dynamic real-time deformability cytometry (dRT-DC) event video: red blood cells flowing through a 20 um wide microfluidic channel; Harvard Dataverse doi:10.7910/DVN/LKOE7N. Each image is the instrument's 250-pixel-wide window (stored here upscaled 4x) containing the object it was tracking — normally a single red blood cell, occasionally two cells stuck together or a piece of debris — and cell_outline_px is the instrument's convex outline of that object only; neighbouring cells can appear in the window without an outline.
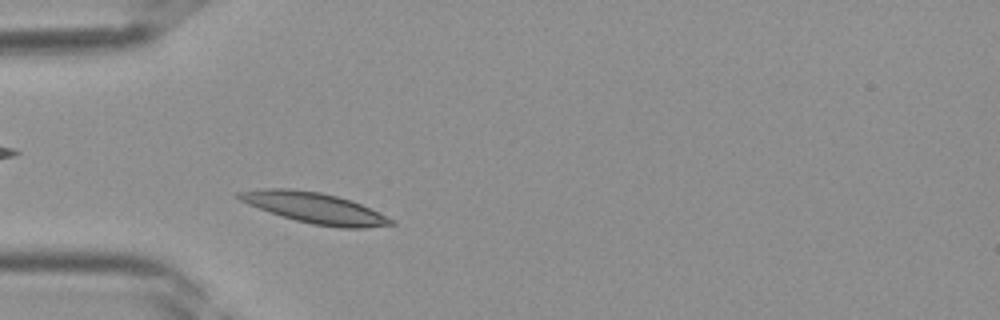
{"species": "Egyptian fruit bat (a non-hibernating species)", "species_latin": "Rousettus aegyptiacus", "temperature_condition": "room temperature", "stored_images_in_passage": 28, "camera_frame_rate_fps": 3000, "um_per_image_px": 0.085, "frame": {"image": 1, "passage_image": 4, "time_ms": 1.0, "image_size_px": [1000, 320], "cell_outline_px": [[396, 224], [364, 228], [340, 228], [312, 224], [296, 220], [248, 204], [232, 196], [236, 192], [264, 188], [288, 188], [320, 192], [352, 200], [396, 220]], "centroid_in_image_um": [26.76, 17.67], "position_along_channel_um": 58.2, "area_um2": 27.17}}
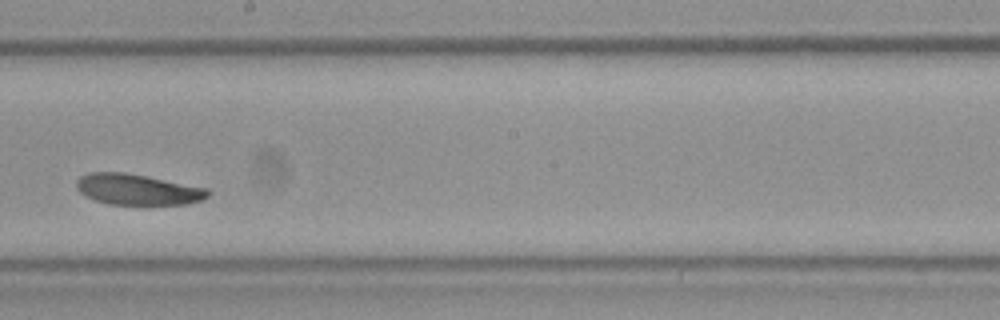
{"frame": {"image": 2, "passage_image": 15, "time_ms": 4.667, "image_size_px": [1000, 320], "cell_outline_px": [[212, 192], [204, 200], [188, 204], [108, 204], [96, 200], [80, 192], [76, 188], [76, 180], [80, 176], [88, 172], [124, 172], [208, 188]], "centroid_in_image_um": [11.71, 16.1], "position_along_channel_um": 236.5, "area_um2": 23.58}}
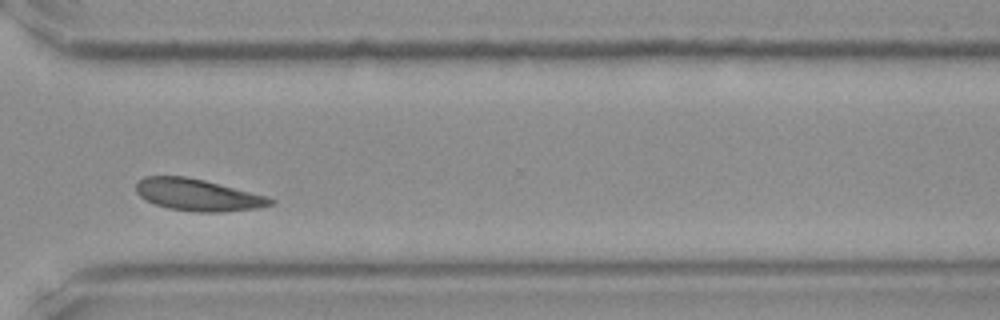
{"frame": {"image": 3, "passage_image": 22, "time_ms": 7.0, "image_size_px": [1000, 320], "cell_outline_px": [[276, 200], [272, 204], [256, 208], [220, 212], [196, 212], [168, 208], [156, 204], [140, 196], [136, 192], [136, 184], [144, 176], [184, 176], [204, 180], [268, 196]], "centroid_in_image_um": [16.82, 16.56], "position_along_channel_um": 353.8, "area_um2": 24.74}}